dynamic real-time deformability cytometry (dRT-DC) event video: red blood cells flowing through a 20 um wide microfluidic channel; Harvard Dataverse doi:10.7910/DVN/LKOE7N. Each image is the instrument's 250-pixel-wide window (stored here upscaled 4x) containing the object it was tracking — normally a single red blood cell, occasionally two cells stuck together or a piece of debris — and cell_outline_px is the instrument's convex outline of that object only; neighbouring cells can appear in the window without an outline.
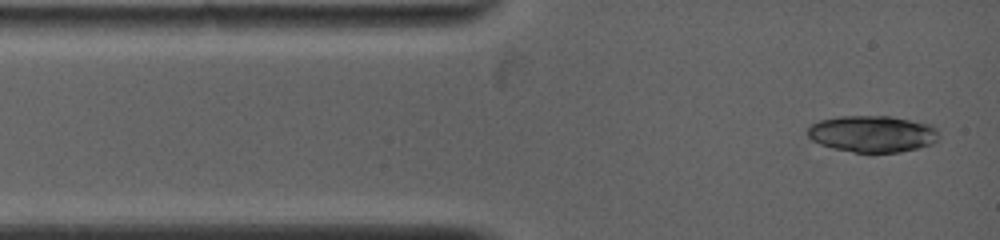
{"species": "common noctule bat (a hibernating species)", "species_latin": "Nyctalus noctula", "temperature_condition": "warm", "stored_images_in_passage": 5, "camera_frame_rate_fps": 5000, "um_per_image_px": 0.085, "animal": {"sex": "female", "body_mass_g": 19.0, "forearm_length_mm": 53.3}, "frame": {"image": 1, "passage_image": 1, "time_ms": 0.0, "image_size_px": [1000, 240], "cell_outline_px": [[936, 140], [932, 144], [900, 152], [852, 152], [832, 148], [820, 144], [812, 140], [808, 136], [808, 128], [812, 124], [820, 120], [840, 116], [888, 116], [932, 124], [936, 128]], "centroid_in_image_um": [74.13, 11.37], "position_along_channel_um": 10.9, "area_um2": 27.8}}